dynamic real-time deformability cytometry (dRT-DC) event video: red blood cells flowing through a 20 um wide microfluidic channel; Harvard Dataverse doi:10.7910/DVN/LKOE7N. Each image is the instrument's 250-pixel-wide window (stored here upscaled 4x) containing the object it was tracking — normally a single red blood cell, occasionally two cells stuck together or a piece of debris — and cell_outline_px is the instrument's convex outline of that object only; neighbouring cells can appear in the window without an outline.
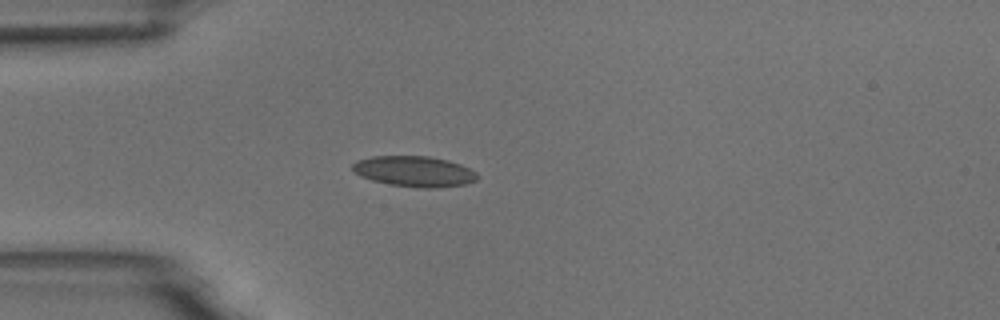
{"species": "common noctule bat (a hibernating species)", "species_latin": "Nyctalus noctula", "temperature_condition": "room temperature", "stored_images_in_passage": 4, "camera_frame_rate_fps": 3000, "um_per_image_px": 0.085, "animal": {"sex": "male", "body_mass_g": 18.8}, "frame": {"image": 1, "passage_image": 3, "time_ms": 3.333, "image_size_px": [1000, 320], "cell_outline_px": [[480, 176], [476, 180], [464, 184], [436, 188], [416, 188], [388, 184], [372, 180], [360, 176], [352, 168], [352, 164], [356, 160], [372, 156], [428, 156], [448, 160], [460, 164], [476, 172]], "centroid_in_image_um": [35.21, 14.57], "position_along_channel_um": 49.8, "area_um2": 22.37}}